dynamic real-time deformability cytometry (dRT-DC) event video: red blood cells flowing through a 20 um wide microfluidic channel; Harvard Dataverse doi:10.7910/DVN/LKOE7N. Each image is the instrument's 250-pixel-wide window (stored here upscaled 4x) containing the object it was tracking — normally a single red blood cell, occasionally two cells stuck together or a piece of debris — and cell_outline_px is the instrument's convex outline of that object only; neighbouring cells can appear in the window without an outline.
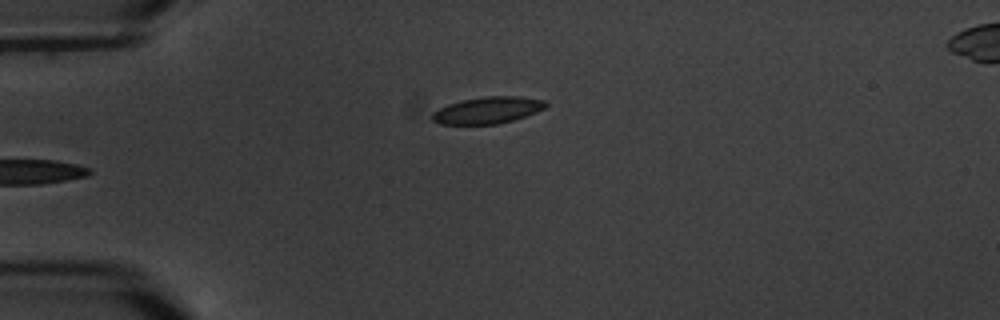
{"species": "common noctule bat (a hibernating species)", "species_latin": "Nyctalus noctula", "temperature_condition": "warm", "stored_images_in_passage": 5, "camera_frame_rate_fps": 3000, "um_per_image_px": 0.085, "animal": {"sex": "male", "body_mass_g": 20.1, "forearm_length_mm": 53.5}, "frame": {"image": 1, "passage_image": 5, "time_ms": 4.667, "image_size_px": [1000, 320], "cell_outline_px": [[548, 104], [544, 108], [536, 112], [512, 120], [496, 124], [440, 124], [432, 120], [432, 112], [448, 104], [464, 100], [484, 96], [516, 96], [544, 100]], "centroid_in_image_um": [41.43, 9.36], "position_along_channel_um": 43.6, "area_um2": 17.46}}